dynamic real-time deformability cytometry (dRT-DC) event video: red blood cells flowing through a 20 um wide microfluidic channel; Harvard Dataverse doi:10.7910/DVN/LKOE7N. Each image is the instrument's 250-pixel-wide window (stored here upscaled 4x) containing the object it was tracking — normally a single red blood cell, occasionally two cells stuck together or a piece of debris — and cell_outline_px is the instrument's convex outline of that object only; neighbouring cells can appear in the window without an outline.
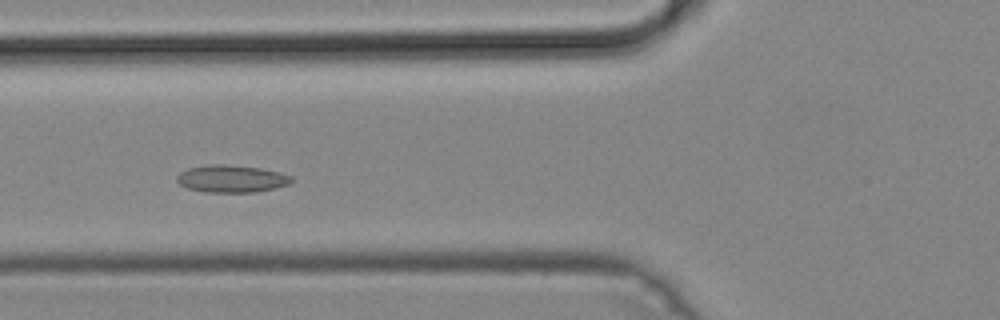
{"species": "common noctule bat (a hibernating species)", "species_latin": "Nyctalus noctula", "temperature_condition": "cold", "stored_images_in_passage": 41, "camera_frame_rate_fps": 3000, "um_per_image_px": 0.085, "animal": {"sex": "male", "body_mass_g": 19.2, "forearm_length_mm": 51.8}, "frame": {"image": 1, "passage_image": 15, "time_ms": 4.667, "image_size_px": [1000, 320], "cell_outline_px": [[296, 180], [292, 184], [276, 188], [256, 192], [204, 192], [188, 188], [180, 184], [176, 180], [176, 176], [180, 172], [188, 168], [208, 164], [224, 164], [260, 168], [280, 172], [292, 176]], "centroid_in_image_um": [19.73, 15.19], "position_along_channel_um": 106.1, "area_um2": 18.55}}
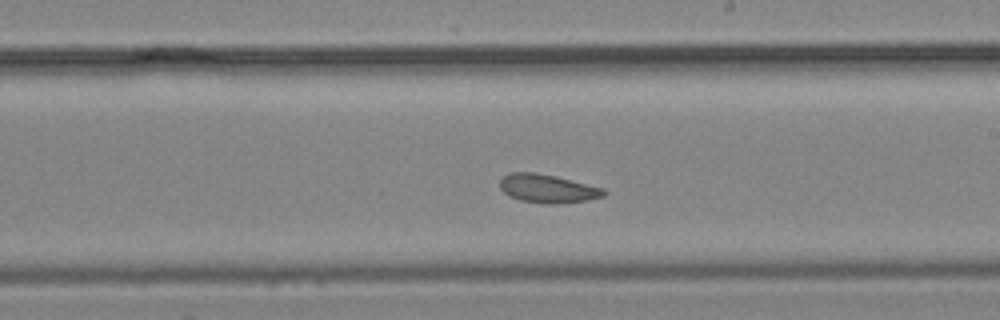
{"frame": {"image": 2, "passage_image": 25, "time_ms": 8.0, "image_size_px": [1000, 320], "cell_outline_px": [[608, 192], [604, 196], [584, 200], [556, 204], [544, 204], [520, 200], [508, 196], [500, 188], [500, 180], [508, 172], [536, 172], [556, 176], [604, 188]], "centroid_in_image_um": [46.53, 16.02], "position_along_channel_um": 242.5, "area_um2": 17.34}}
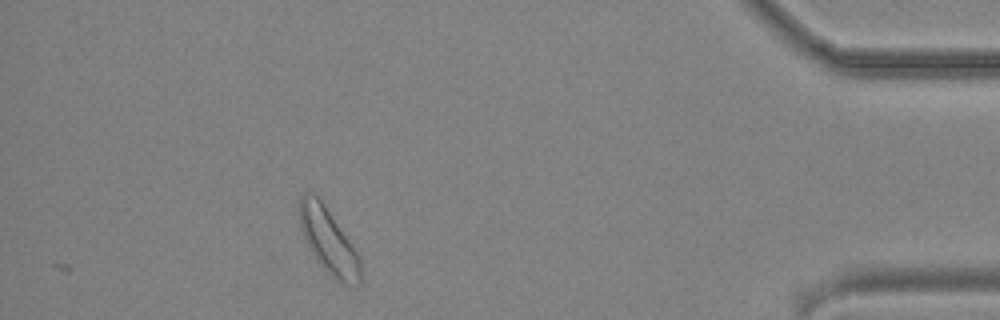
{"frame": {"image": 3, "passage_image": 41, "time_ms": 13.333, "image_size_px": [1000, 320], "cell_outline_px": [[360, 284], [344, 284], [336, 280], [320, 264], [312, 252], [300, 228], [300, 196], [304, 192], [312, 192], [320, 200], [360, 256]], "centroid_in_image_um": [27.92, 20.49], "position_along_channel_um": 407.3, "area_um2": 22.37}}